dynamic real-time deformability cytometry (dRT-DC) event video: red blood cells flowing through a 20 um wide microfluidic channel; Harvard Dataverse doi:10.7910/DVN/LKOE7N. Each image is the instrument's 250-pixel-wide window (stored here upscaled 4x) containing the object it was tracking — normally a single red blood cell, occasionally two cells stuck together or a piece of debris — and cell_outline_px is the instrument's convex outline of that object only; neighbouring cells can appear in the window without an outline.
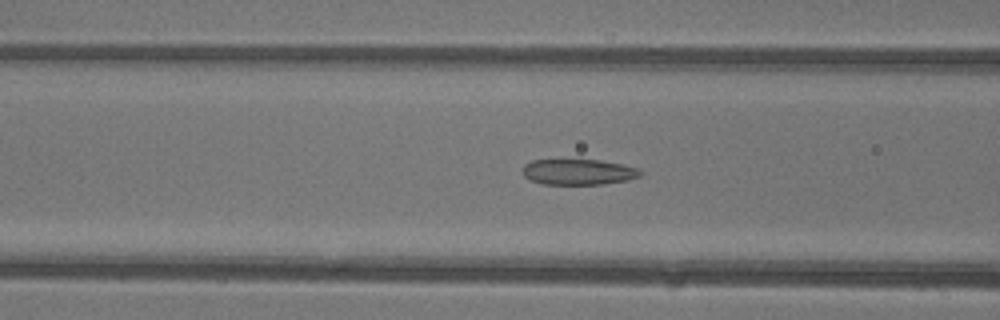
{"species": "common noctule bat (a hibernating species)", "species_latin": "Nyctalus noctula", "temperature_condition": "warm", "stored_images_in_passage": 37, "camera_frame_rate_fps": 3000, "um_per_image_px": 0.085, "animal": {"sex": "female"}, "frame": {"image": 1, "passage_image": 9, "time_ms": 2.667, "image_size_px": [1000, 320], "cell_outline_px": [[644, 172], [640, 176], [628, 180], [604, 184], [544, 184], [532, 180], [524, 176], [520, 172], [520, 168], [524, 164], [532, 160], [600, 160], [624, 164], [640, 168]], "centroid_in_image_um": [49.18, 14.61], "position_along_channel_um": 117.4, "area_um2": 17.92}}
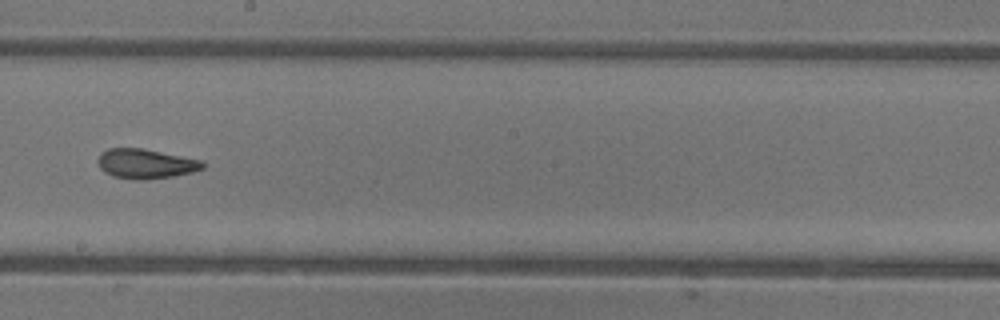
{"frame": {"image": 2, "passage_image": 17, "time_ms": 5.333, "image_size_px": [1000, 320], "cell_outline_px": [[204, 168], [192, 172], [172, 176], [140, 180], [112, 176], [104, 172], [100, 168], [96, 160], [100, 152], [108, 148], [144, 148], [200, 160], [204, 164]], "centroid_in_image_um": [12.32, 13.9], "position_along_channel_um": 235.9, "area_um2": 18.09}}
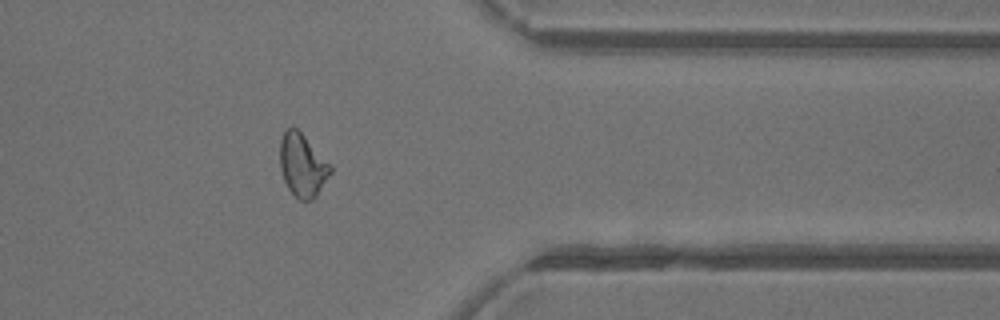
{"frame": {"image": 3, "passage_image": 28, "time_ms": 9.0, "image_size_px": [1000, 320], "cell_outline_px": [[332, 172], [316, 196], [312, 200], [300, 200], [288, 188], [284, 180], [280, 168], [280, 140], [284, 132], [292, 124], [332, 164]], "centroid_in_image_um": [25.72, 14.03], "position_along_channel_um": 385.7, "area_um2": 18.55}, "authors_computed_cell_mechanics": {"area_um2": 18.4382, "velocity_mm_per_s": 4.4211, "shape_relaxation_time_tau1_ms": 5.7183, "shape_relaxation_time_tau2_ms": 1.2685, "deformation_change_tau1": 0.1644, "deformation_change_tau2": 0.0743}}